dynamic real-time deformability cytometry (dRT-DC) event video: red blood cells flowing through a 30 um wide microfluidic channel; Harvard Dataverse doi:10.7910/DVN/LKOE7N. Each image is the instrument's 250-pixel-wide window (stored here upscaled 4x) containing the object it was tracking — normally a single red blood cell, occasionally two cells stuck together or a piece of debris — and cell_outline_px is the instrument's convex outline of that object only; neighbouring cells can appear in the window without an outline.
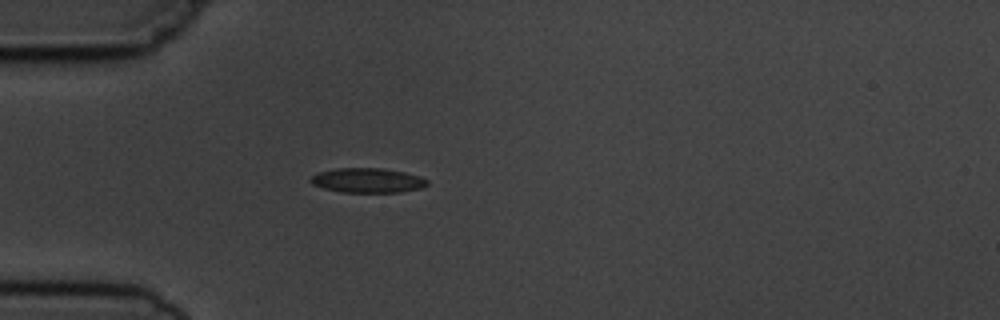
{"species": "common noctule bat (a hibernating species)", "species_latin": "Nyctalus noctula", "temperature_condition": "cold", "stored_images_in_passage": 3, "camera_frame_rate_fps": 3000, "um_per_image_px": 0.085, "animal": {"sex": "male", "body_mass_g": 19.5, "forearm_length_mm": 54.6}, "frame": {"image": 1, "passage_image": 3, "time_ms": 2.667, "image_size_px": [1000, 320], "cell_outline_px": [[428, 184], [420, 188], [400, 192], [340, 192], [324, 188], [312, 184], [308, 180], [312, 176], [320, 172], [336, 168], [384, 168], [404, 172], [420, 176], [428, 180]], "centroid_in_image_um": [31.24, 15.33], "position_along_channel_um": 53.8, "area_um2": 16.7}}